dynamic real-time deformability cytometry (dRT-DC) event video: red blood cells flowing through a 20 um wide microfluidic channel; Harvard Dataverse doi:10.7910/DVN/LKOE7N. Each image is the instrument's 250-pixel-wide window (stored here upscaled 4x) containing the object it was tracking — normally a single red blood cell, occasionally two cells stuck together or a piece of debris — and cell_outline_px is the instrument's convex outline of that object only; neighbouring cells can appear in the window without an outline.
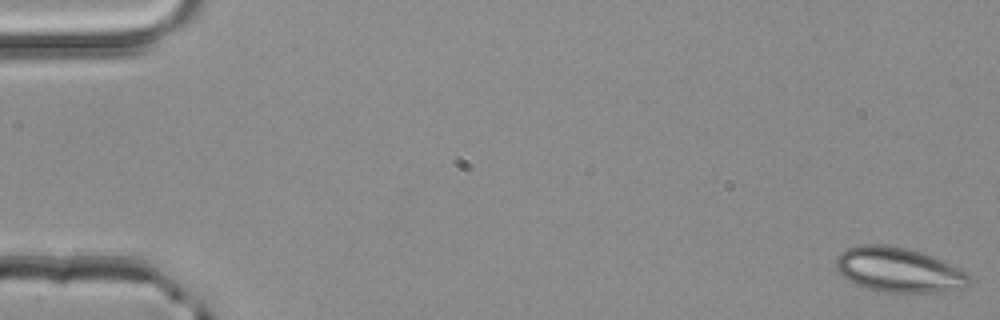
{"species": "common noctule bat (a hibernating species)", "species_latin": "Nyctalus noctula", "temperature_condition": "room temperature", "stored_images_in_passage": 4, "camera_frame_rate_fps": 3000, "um_per_image_px": 0.085, "animal": {"sex": "male", "body_mass_g": 20.4}, "frame": {"image": 1, "passage_image": 1, "time_ms": 0.0, "image_size_px": [1000, 320], "cell_outline_px": [[972, 280], [964, 288], [936, 292], [884, 292], [868, 288], [856, 284], [840, 276], [836, 272], [836, 256], [840, 252], [848, 248], [860, 244], [884, 244], [908, 248], [924, 252], [960, 268], [968, 272]], "centroid_in_image_um": [76.39, 22.92], "position_along_channel_um": 8.6, "area_um2": 35.2}}